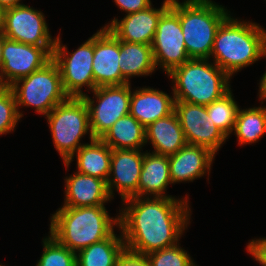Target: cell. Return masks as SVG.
<instances>
[{"mask_svg": "<svg viewBox=\"0 0 266 266\" xmlns=\"http://www.w3.org/2000/svg\"><path fill=\"white\" fill-rule=\"evenodd\" d=\"M183 198L138 196L123 200L119 230L126 249L147 255L178 244L188 228L191 208Z\"/></svg>", "mask_w": 266, "mask_h": 266, "instance_id": "obj_1", "label": "cell"}, {"mask_svg": "<svg viewBox=\"0 0 266 266\" xmlns=\"http://www.w3.org/2000/svg\"><path fill=\"white\" fill-rule=\"evenodd\" d=\"M265 47L266 30L262 26L230 14L218 28L210 58L232 77L262 59Z\"/></svg>", "mask_w": 266, "mask_h": 266, "instance_id": "obj_2", "label": "cell"}, {"mask_svg": "<svg viewBox=\"0 0 266 266\" xmlns=\"http://www.w3.org/2000/svg\"><path fill=\"white\" fill-rule=\"evenodd\" d=\"M50 217L49 234L75 253L105 240L119 227V215L110 217L105 205L60 207Z\"/></svg>", "mask_w": 266, "mask_h": 266, "instance_id": "obj_3", "label": "cell"}, {"mask_svg": "<svg viewBox=\"0 0 266 266\" xmlns=\"http://www.w3.org/2000/svg\"><path fill=\"white\" fill-rule=\"evenodd\" d=\"M209 60L189 59L168 74L175 101L206 106L231 89V77Z\"/></svg>", "mask_w": 266, "mask_h": 266, "instance_id": "obj_4", "label": "cell"}, {"mask_svg": "<svg viewBox=\"0 0 266 266\" xmlns=\"http://www.w3.org/2000/svg\"><path fill=\"white\" fill-rule=\"evenodd\" d=\"M230 14L212 0L179 1V20L190 59H210L218 28Z\"/></svg>", "mask_w": 266, "mask_h": 266, "instance_id": "obj_5", "label": "cell"}, {"mask_svg": "<svg viewBox=\"0 0 266 266\" xmlns=\"http://www.w3.org/2000/svg\"><path fill=\"white\" fill-rule=\"evenodd\" d=\"M9 87L15 96L20 118L24 115L19 110L21 106L34 107L35 112L46 116L56 105L69 98L62 85L59 67L53 59Z\"/></svg>", "mask_w": 266, "mask_h": 266, "instance_id": "obj_6", "label": "cell"}, {"mask_svg": "<svg viewBox=\"0 0 266 266\" xmlns=\"http://www.w3.org/2000/svg\"><path fill=\"white\" fill-rule=\"evenodd\" d=\"M45 117L54 147L63 162H66L84 145L80 140L86 134H89L90 140L94 139L90 128L88 107L82 97H69L63 103L56 105Z\"/></svg>", "mask_w": 266, "mask_h": 266, "instance_id": "obj_7", "label": "cell"}, {"mask_svg": "<svg viewBox=\"0 0 266 266\" xmlns=\"http://www.w3.org/2000/svg\"><path fill=\"white\" fill-rule=\"evenodd\" d=\"M60 34L57 36L52 59L57 63L65 93L69 97L81 98L86 93L81 89L87 87V93L95 89L92 71L94 55V34L78 49L70 53L66 45L61 43Z\"/></svg>", "mask_w": 266, "mask_h": 266, "instance_id": "obj_8", "label": "cell"}, {"mask_svg": "<svg viewBox=\"0 0 266 266\" xmlns=\"http://www.w3.org/2000/svg\"><path fill=\"white\" fill-rule=\"evenodd\" d=\"M151 46L156 69L162 68L166 75L190 59L179 20L178 0H171L170 7L159 18Z\"/></svg>", "mask_w": 266, "mask_h": 266, "instance_id": "obj_9", "label": "cell"}, {"mask_svg": "<svg viewBox=\"0 0 266 266\" xmlns=\"http://www.w3.org/2000/svg\"><path fill=\"white\" fill-rule=\"evenodd\" d=\"M131 90V83L100 86L92 91L93 99L88 94L82 97L88 107L94 139H101L119 118L129 114Z\"/></svg>", "mask_w": 266, "mask_h": 266, "instance_id": "obj_10", "label": "cell"}, {"mask_svg": "<svg viewBox=\"0 0 266 266\" xmlns=\"http://www.w3.org/2000/svg\"><path fill=\"white\" fill-rule=\"evenodd\" d=\"M54 47H39L4 37L0 86H10L29 76L52 59Z\"/></svg>", "mask_w": 266, "mask_h": 266, "instance_id": "obj_11", "label": "cell"}, {"mask_svg": "<svg viewBox=\"0 0 266 266\" xmlns=\"http://www.w3.org/2000/svg\"><path fill=\"white\" fill-rule=\"evenodd\" d=\"M3 34L8 39L39 47H55L57 39L52 38L42 11L25 4L6 9Z\"/></svg>", "mask_w": 266, "mask_h": 266, "instance_id": "obj_12", "label": "cell"}, {"mask_svg": "<svg viewBox=\"0 0 266 266\" xmlns=\"http://www.w3.org/2000/svg\"><path fill=\"white\" fill-rule=\"evenodd\" d=\"M175 112L187 144L206 147L216 155L228 139L212 122L206 106L175 101Z\"/></svg>", "mask_w": 266, "mask_h": 266, "instance_id": "obj_13", "label": "cell"}, {"mask_svg": "<svg viewBox=\"0 0 266 266\" xmlns=\"http://www.w3.org/2000/svg\"><path fill=\"white\" fill-rule=\"evenodd\" d=\"M120 40L108 29L101 27L94 33V55L92 71L95 88L124 85L119 64Z\"/></svg>", "mask_w": 266, "mask_h": 266, "instance_id": "obj_14", "label": "cell"}, {"mask_svg": "<svg viewBox=\"0 0 266 266\" xmlns=\"http://www.w3.org/2000/svg\"><path fill=\"white\" fill-rule=\"evenodd\" d=\"M143 159L144 151L142 149L112 150L107 187L113 199L115 191L121 196L122 201L130 197H138V183Z\"/></svg>", "mask_w": 266, "mask_h": 266, "instance_id": "obj_15", "label": "cell"}, {"mask_svg": "<svg viewBox=\"0 0 266 266\" xmlns=\"http://www.w3.org/2000/svg\"><path fill=\"white\" fill-rule=\"evenodd\" d=\"M160 8L149 6L147 9L127 14L121 20L116 17L105 24L119 40L138 44L152 45L158 21L170 7L171 0H164Z\"/></svg>", "mask_w": 266, "mask_h": 266, "instance_id": "obj_16", "label": "cell"}, {"mask_svg": "<svg viewBox=\"0 0 266 266\" xmlns=\"http://www.w3.org/2000/svg\"><path fill=\"white\" fill-rule=\"evenodd\" d=\"M215 154L208 148L186 144L175 154L169 155V171L172 184L193 182L195 179L208 174Z\"/></svg>", "mask_w": 266, "mask_h": 266, "instance_id": "obj_17", "label": "cell"}, {"mask_svg": "<svg viewBox=\"0 0 266 266\" xmlns=\"http://www.w3.org/2000/svg\"><path fill=\"white\" fill-rule=\"evenodd\" d=\"M65 198L62 207H86L104 205L113 198L107 182L97 177L75 172L65 177Z\"/></svg>", "mask_w": 266, "mask_h": 266, "instance_id": "obj_18", "label": "cell"}, {"mask_svg": "<svg viewBox=\"0 0 266 266\" xmlns=\"http://www.w3.org/2000/svg\"><path fill=\"white\" fill-rule=\"evenodd\" d=\"M175 111V98L159 89L142 87L131 91L129 114L145 128Z\"/></svg>", "mask_w": 266, "mask_h": 266, "instance_id": "obj_19", "label": "cell"}, {"mask_svg": "<svg viewBox=\"0 0 266 266\" xmlns=\"http://www.w3.org/2000/svg\"><path fill=\"white\" fill-rule=\"evenodd\" d=\"M146 144L154 148L152 153L172 155L187 144L179 118L174 111L172 114L158 119L145 128Z\"/></svg>", "mask_w": 266, "mask_h": 266, "instance_id": "obj_20", "label": "cell"}, {"mask_svg": "<svg viewBox=\"0 0 266 266\" xmlns=\"http://www.w3.org/2000/svg\"><path fill=\"white\" fill-rule=\"evenodd\" d=\"M76 156V157H75ZM112 149L101 139L90 140L84 143L66 162H63L68 170L74 157L76 158V171L100 178L107 182L110 174Z\"/></svg>", "mask_w": 266, "mask_h": 266, "instance_id": "obj_21", "label": "cell"}, {"mask_svg": "<svg viewBox=\"0 0 266 266\" xmlns=\"http://www.w3.org/2000/svg\"><path fill=\"white\" fill-rule=\"evenodd\" d=\"M169 184L172 181L168 156L146 150L138 183V196L170 198L172 195L165 194Z\"/></svg>", "mask_w": 266, "mask_h": 266, "instance_id": "obj_22", "label": "cell"}, {"mask_svg": "<svg viewBox=\"0 0 266 266\" xmlns=\"http://www.w3.org/2000/svg\"><path fill=\"white\" fill-rule=\"evenodd\" d=\"M119 64L128 83L135 76H150L156 69L152 46L120 40Z\"/></svg>", "mask_w": 266, "mask_h": 266, "instance_id": "obj_23", "label": "cell"}, {"mask_svg": "<svg viewBox=\"0 0 266 266\" xmlns=\"http://www.w3.org/2000/svg\"><path fill=\"white\" fill-rule=\"evenodd\" d=\"M101 140L112 150H141L146 145L145 127L132 115L119 118Z\"/></svg>", "mask_w": 266, "mask_h": 266, "instance_id": "obj_24", "label": "cell"}, {"mask_svg": "<svg viewBox=\"0 0 266 266\" xmlns=\"http://www.w3.org/2000/svg\"><path fill=\"white\" fill-rule=\"evenodd\" d=\"M114 232L103 241L89 245L76 253V266H116V261L126 248L122 233Z\"/></svg>", "mask_w": 266, "mask_h": 266, "instance_id": "obj_25", "label": "cell"}, {"mask_svg": "<svg viewBox=\"0 0 266 266\" xmlns=\"http://www.w3.org/2000/svg\"><path fill=\"white\" fill-rule=\"evenodd\" d=\"M238 145L254 144L266 133V106L239 109L233 130Z\"/></svg>", "mask_w": 266, "mask_h": 266, "instance_id": "obj_26", "label": "cell"}, {"mask_svg": "<svg viewBox=\"0 0 266 266\" xmlns=\"http://www.w3.org/2000/svg\"><path fill=\"white\" fill-rule=\"evenodd\" d=\"M206 109L212 122L229 138L230 134L233 133L232 131L234 130L235 121L240 109L231 89L221 98L206 105Z\"/></svg>", "mask_w": 266, "mask_h": 266, "instance_id": "obj_27", "label": "cell"}, {"mask_svg": "<svg viewBox=\"0 0 266 266\" xmlns=\"http://www.w3.org/2000/svg\"><path fill=\"white\" fill-rule=\"evenodd\" d=\"M43 253L36 266H76V253L61 245L53 236L43 238Z\"/></svg>", "mask_w": 266, "mask_h": 266, "instance_id": "obj_28", "label": "cell"}, {"mask_svg": "<svg viewBox=\"0 0 266 266\" xmlns=\"http://www.w3.org/2000/svg\"><path fill=\"white\" fill-rule=\"evenodd\" d=\"M180 243L161 250L148 253L146 256L151 266H197L188 251Z\"/></svg>", "mask_w": 266, "mask_h": 266, "instance_id": "obj_29", "label": "cell"}, {"mask_svg": "<svg viewBox=\"0 0 266 266\" xmlns=\"http://www.w3.org/2000/svg\"><path fill=\"white\" fill-rule=\"evenodd\" d=\"M20 119L12 89L0 86V135L15 131Z\"/></svg>", "mask_w": 266, "mask_h": 266, "instance_id": "obj_30", "label": "cell"}, {"mask_svg": "<svg viewBox=\"0 0 266 266\" xmlns=\"http://www.w3.org/2000/svg\"><path fill=\"white\" fill-rule=\"evenodd\" d=\"M116 266H151L146 255L124 249L116 261Z\"/></svg>", "mask_w": 266, "mask_h": 266, "instance_id": "obj_31", "label": "cell"}, {"mask_svg": "<svg viewBox=\"0 0 266 266\" xmlns=\"http://www.w3.org/2000/svg\"><path fill=\"white\" fill-rule=\"evenodd\" d=\"M248 253L252 255L260 265L266 266V237L259 239H252L246 245Z\"/></svg>", "mask_w": 266, "mask_h": 266, "instance_id": "obj_32", "label": "cell"}, {"mask_svg": "<svg viewBox=\"0 0 266 266\" xmlns=\"http://www.w3.org/2000/svg\"><path fill=\"white\" fill-rule=\"evenodd\" d=\"M115 5L125 11L126 14L135 13L147 9L152 5L151 0H114Z\"/></svg>", "mask_w": 266, "mask_h": 266, "instance_id": "obj_33", "label": "cell"}, {"mask_svg": "<svg viewBox=\"0 0 266 266\" xmlns=\"http://www.w3.org/2000/svg\"><path fill=\"white\" fill-rule=\"evenodd\" d=\"M266 58V47L263 55V59ZM259 84V101H261V104H263V101H266V71L262 75Z\"/></svg>", "mask_w": 266, "mask_h": 266, "instance_id": "obj_34", "label": "cell"}, {"mask_svg": "<svg viewBox=\"0 0 266 266\" xmlns=\"http://www.w3.org/2000/svg\"><path fill=\"white\" fill-rule=\"evenodd\" d=\"M22 0H0V6L5 9L13 8L15 6L22 5Z\"/></svg>", "mask_w": 266, "mask_h": 266, "instance_id": "obj_35", "label": "cell"}, {"mask_svg": "<svg viewBox=\"0 0 266 266\" xmlns=\"http://www.w3.org/2000/svg\"><path fill=\"white\" fill-rule=\"evenodd\" d=\"M5 13L6 9L0 6V31H3L5 27Z\"/></svg>", "mask_w": 266, "mask_h": 266, "instance_id": "obj_36", "label": "cell"}, {"mask_svg": "<svg viewBox=\"0 0 266 266\" xmlns=\"http://www.w3.org/2000/svg\"><path fill=\"white\" fill-rule=\"evenodd\" d=\"M4 37L5 35L3 34V31H0V71L2 70L3 67L2 49L4 44Z\"/></svg>", "mask_w": 266, "mask_h": 266, "instance_id": "obj_37", "label": "cell"}]
</instances>
